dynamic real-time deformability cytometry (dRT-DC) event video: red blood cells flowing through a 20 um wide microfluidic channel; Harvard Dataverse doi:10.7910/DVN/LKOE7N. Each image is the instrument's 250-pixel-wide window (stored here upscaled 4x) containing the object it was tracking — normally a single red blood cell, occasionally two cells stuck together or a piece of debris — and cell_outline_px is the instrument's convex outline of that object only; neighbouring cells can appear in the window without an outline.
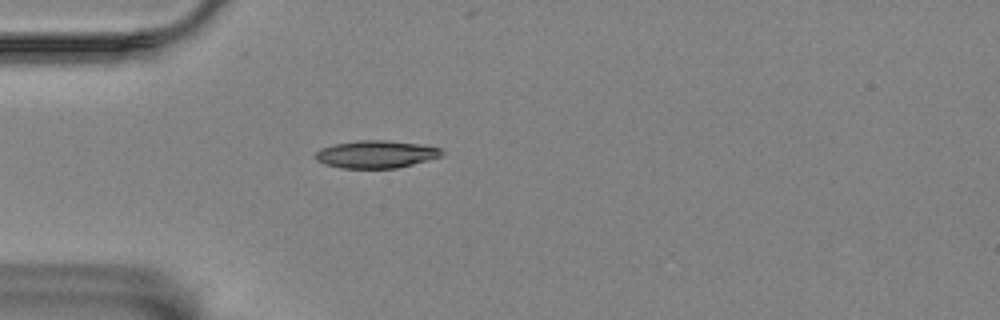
{"species": "Egyptian fruit bat (a non-hibernating species)", "species_latin": "Rousettus aegyptiacus", "temperature_condition": "room temperature", "stored_images_in_passage": 42, "camera_frame_rate_fps": 3000, "um_per_image_px": 0.085, "animal": {"sex": "female"}, "frame": {"image": 1, "passage_image": 1, "time_ms": 0.0, "image_size_px": [1000, 320], "cell_outline_px": [[444, 156], [396, 168], [340, 168], [324, 164], [316, 160], [316, 152], [320, 148], [336, 144], [356, 140], [384, 140], [420, 144], [440, 148], [444, 152]], "centroid_in_image_um": [31.97, 13.11], "position_along_channel_um": 53.0, "area_um2": 20.29}}
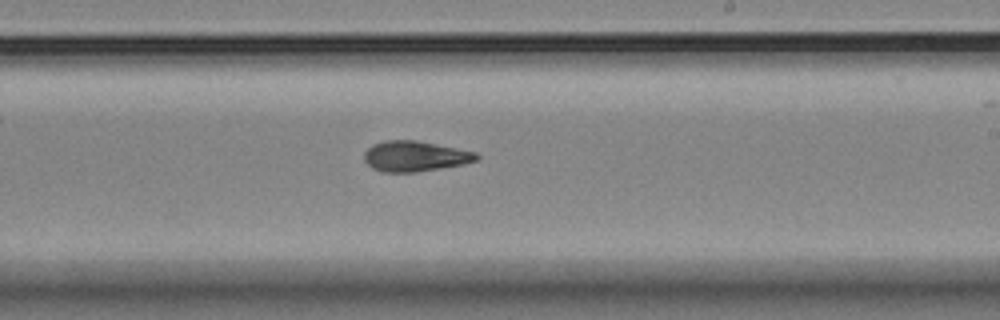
{"frame": {"image": 2, "passage_image": 19, "time_ms": 6.0, "image_size_px": [1000, 320], "cell_outline_px": [[480, 156], [476, 160], [464, 164], [416, 172], [380, 172], [372, 168], [364, 160], [364, 152], [372, 144], [384, 140], [416, 140], [476, 152]], "centroid_in_image_um": [35.24, 13.28], "position_along_channel_um": 253.8, "area_um2": 19.94}}
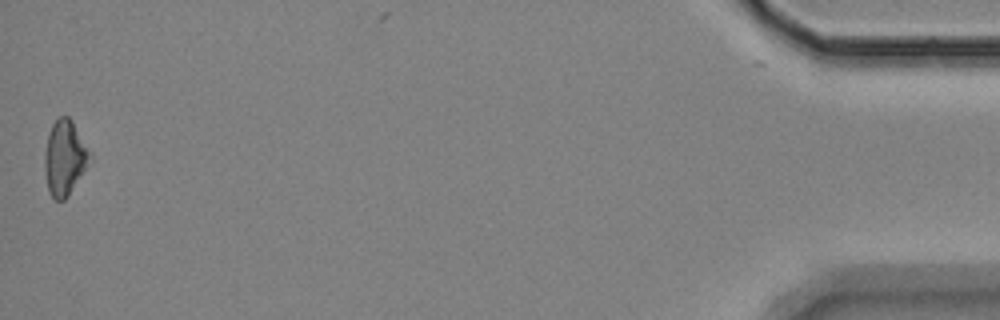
{"frame": {"image": 3, "passage_image": 42, "time_ms": 13.667, "image_size_px": [1000, 320], "cell_outline_px": [[92, 160], [68, 196], [64, 200], [56, 200], [48, 192], [44, 168], [44, 152], [48, 136], [52, 124], [60, 116], [68, 116], [72, 120], [92, 156]], "centroid_in_image_um": [5.5, 13.43], "position_along_channel_um": 429.7, "area_um2": 19.77}, "authors_computed_cell_mechanics": {"area_um2": 19.5942, "velocity_mm_per_s": 3.4691, "shape_relaxation_time_tau1_ms": 7.9312, "shape_relaxation_time_tau2_ms": 4.484, "deformation_change_tau1": 0.1794, "deformation_change_tau2": 0.1096}}